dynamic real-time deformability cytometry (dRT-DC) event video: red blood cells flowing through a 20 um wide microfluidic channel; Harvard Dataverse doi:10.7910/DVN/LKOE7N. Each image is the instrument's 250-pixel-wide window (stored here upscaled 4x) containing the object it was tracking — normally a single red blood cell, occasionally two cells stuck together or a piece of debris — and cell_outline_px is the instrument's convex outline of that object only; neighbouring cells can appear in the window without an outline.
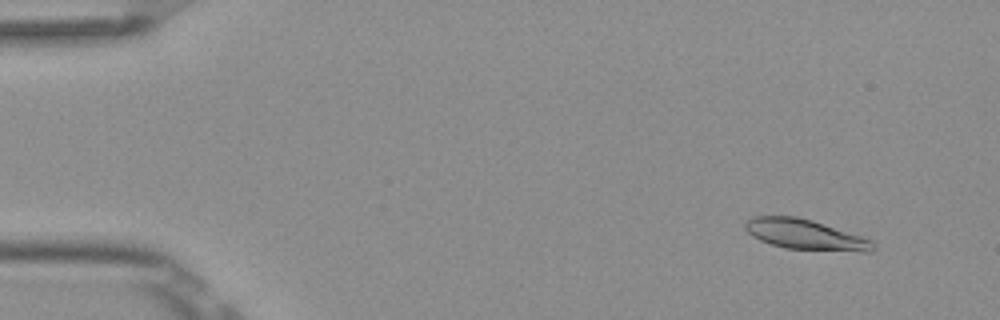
{"species": "Egyptian fruit bat (a non-hibernating species)", "species_latin": "Rousettus aegyptiacus", "temperature_condition": "room temperature", "stored_images_in_passage": 5, "camera_frame_rate_fps": 3000, "um_per_image_px": 0.085, "frame": {"image": 1, "passage_image": 2, "time_ms": 0.333, "image_size_px": [1000, 320], "cell_outline_px": [[876, 248], [872, 252], [864, 252], [784, 248], [760, 240], [752, 236], [744, 228], [744, 220], [752, 216], [796, 216], [812, 220], [872, 240], [876, 244]], "centroid_in_image_um": [68.43, 19.93], "position_along_channel_um": 16.6, "area_um2": 22.6}}
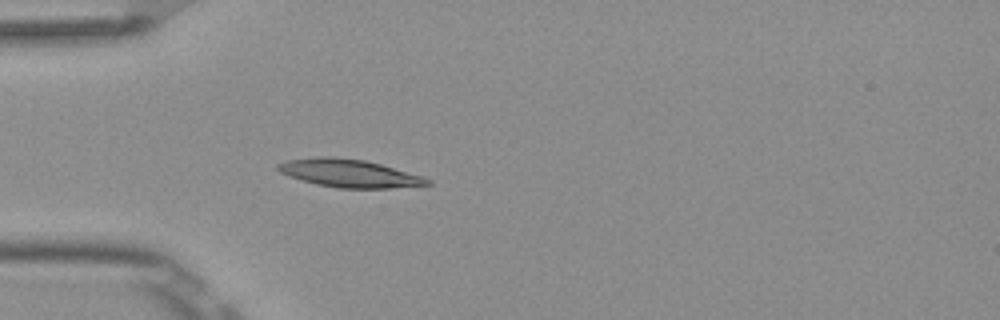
{"frame": {"image": 2, "passage_image": 5, "time_ms": 1.333, "image_size_px": [1000, 320], "cell_outline_px": [[432, 184], [392, 188], [336, 188], [316, 184], [288, 176], [280, 172], [276, 168], [276, 164], [284, 160], [320, 156], [332, 156], [364, 160], [380, 164], [424, 176], [432, 180]], "centroid_in_image_um": [29.66, 14.72], "position_along_channel_um": 55.3, "area_um2": 24.51}}